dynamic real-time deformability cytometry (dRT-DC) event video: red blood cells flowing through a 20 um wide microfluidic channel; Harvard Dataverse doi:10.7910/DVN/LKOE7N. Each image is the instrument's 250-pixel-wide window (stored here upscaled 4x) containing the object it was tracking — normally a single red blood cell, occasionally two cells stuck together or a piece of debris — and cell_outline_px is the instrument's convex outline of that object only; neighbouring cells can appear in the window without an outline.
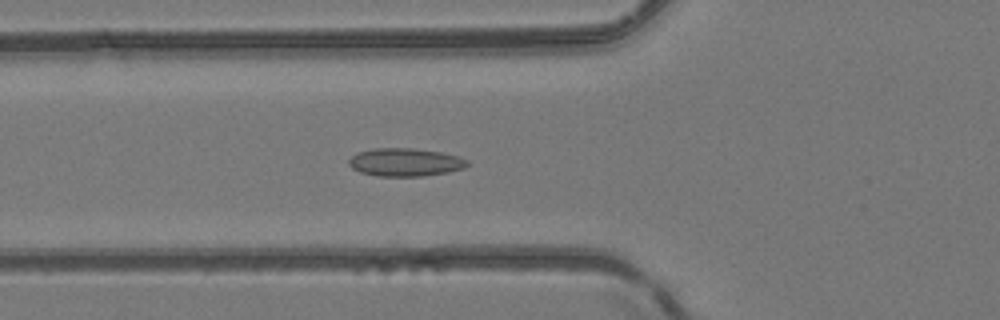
{"species": "common noctule bat (a hibernating species)", "species_latin": "Nyctalus noctula", "temperature_condition": "room temperature", "stored_images_in_passage": 38, "camera_frame_rate_fps": 3000, "um_per_image_px": 0.085, "animal": {"sex": "female", "body_mass_g": 24.6, "forearm_length_mm": 56.2}, "frame": {"image": 1, "passage_image": 9, "time_ms": 2.667, "image_size_px": [1000, 320], "cell_outline_px": [[468, 164], [464, 168], [448, 172], [424, 176], [376, 176], [360, 172], [352, 168], [348, 164], [348, 160], [356, 152], [376, 148], [412, 148], [440, 152], [456, 156], [468, 160]], "centroid_in_image_um": [34.41, 13.79], "position_along_channel_um": 91.4, "area_um2": 19.36}}
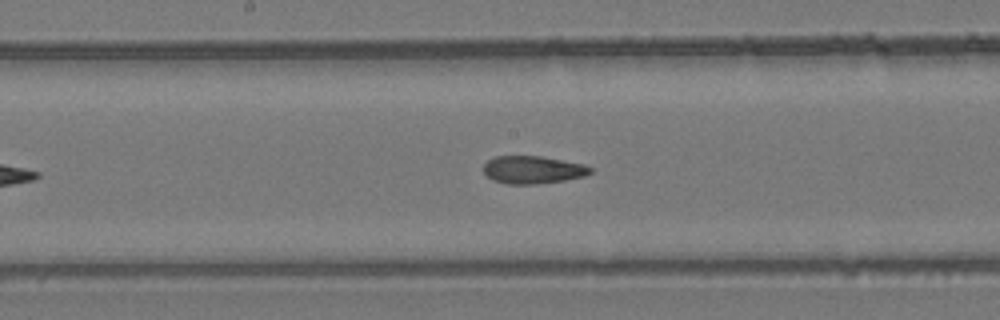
{"frame": {"image": 2, "passage_image": 17, "time_ms": 5.333, "image_size_px": [1000, 320], "cell_outline_px": [[592, 172], [584, 176], [564, 180], [536, 184], [508, 184], [492, 180], [484, 172], [484, 164], [488, 160], [496, 156], [540, 156], [584, 164], [592, 168]], "centroid_in_image_um": [45.29, 14.43], "position_along_channel_um": 202.9, "area_um2": 17.17}}
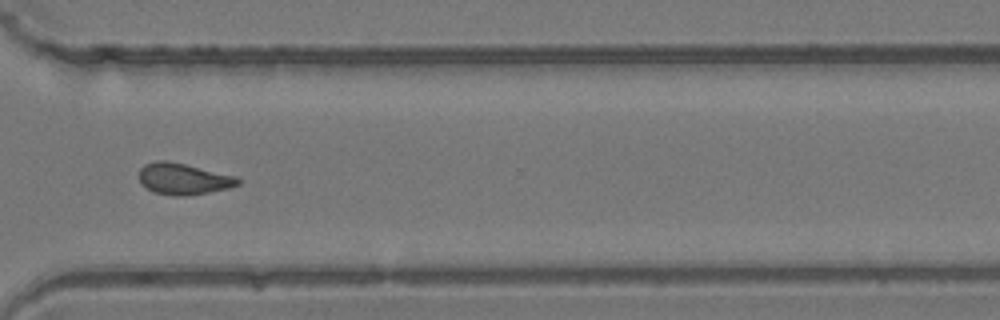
{"frame": {"image": 3, "passage_image": 28, "time_ms": 9.0, "image_size_px": [1000, 320], "cell_outline_px": [[240, 184], [228, 188], [208, 192], [184, 196], [176, 196], [156, 192], [140, 184], [140, 168], [144, 164], [156, 160], [168, 160], [236, 176], [240, 180]], "centroid_in_image_um": [15.58, 15.19], "position_along_channel_um": 355.0, "area_um2": 17.92}, "authors_computed_cell_mechanics": {"area_um2": 18.0336, "velocity_mm_per_s": 4.1556, "shape_relaxation_time_tau1_ms": null, "shape_relaxation_time_tau2_ms": 3.4099, "deformation_change_tau1": null, "deformation_change_tau2": 0.1027}}